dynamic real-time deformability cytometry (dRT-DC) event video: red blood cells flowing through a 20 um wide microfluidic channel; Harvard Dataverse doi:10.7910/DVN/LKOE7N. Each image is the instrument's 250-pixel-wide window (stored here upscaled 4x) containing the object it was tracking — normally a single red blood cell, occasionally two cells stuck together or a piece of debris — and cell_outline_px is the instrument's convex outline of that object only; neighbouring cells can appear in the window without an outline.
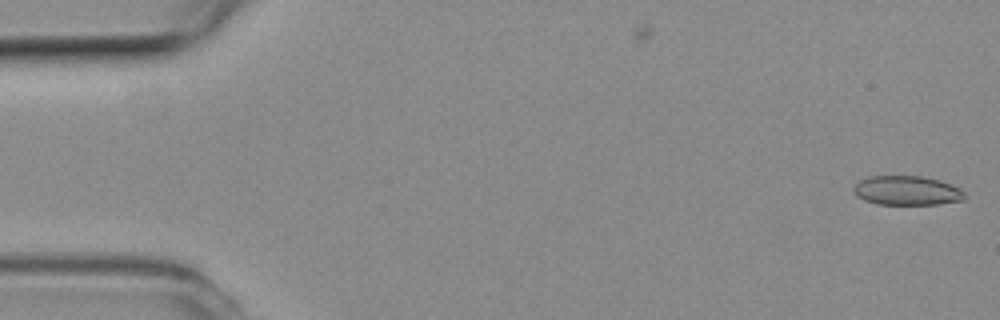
{"species": "common noctule bat (a hibernating species)", "species_latin": "Nyctalus noctula", "temperature_condition": "room temperature", "stored_images_in_passage": 2, "camera_frame_rate_fps": 3000, "um_per_image_px": 0.085, "animal": {"sex": "female", "body_mass_g": 19.3, "forearm_length_mm": 54.1}, "frame": {"image": 1, "passage_image": 2, "time_ms": 0.333, "image_size_px": [1000, 320], "cell_outline_px": [[964, 200], [936, 204], [876, 204], [864, 200], [856, 196], [852, 188], [860, 180], [868, 176], [920, 176], [940, 180], [960, 188], [964, 192]], "centroid_in_image_um": [77.06, 16.19], "position_along_channel_um": 7.9, "area_um2": 18.96}}